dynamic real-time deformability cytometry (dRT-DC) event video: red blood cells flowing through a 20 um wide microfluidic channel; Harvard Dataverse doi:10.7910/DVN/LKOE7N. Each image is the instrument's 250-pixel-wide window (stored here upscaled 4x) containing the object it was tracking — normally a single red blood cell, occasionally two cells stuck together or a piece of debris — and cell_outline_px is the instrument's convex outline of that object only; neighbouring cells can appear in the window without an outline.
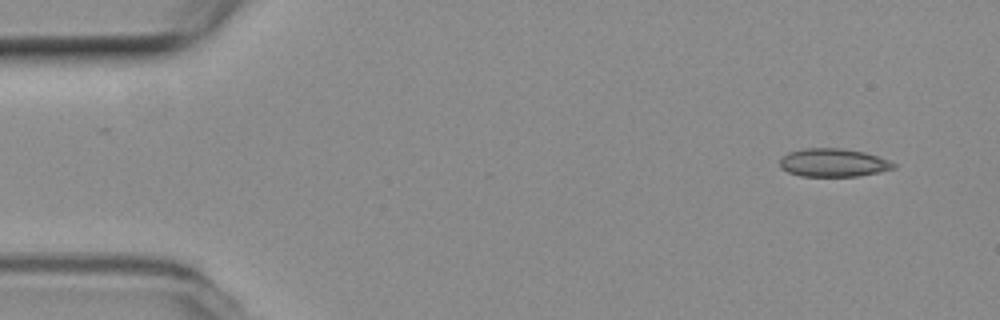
{"species": "common noctule bat (a hibernating species)", "species_latin": "Nyctalus noctula", "temperature_condition": "room temperature", "stored_images_in_passage": 51, "camera_frame_rate_fps": 3000, "um_per_image_px": 0.085, "animal": {"sex": "female", "body_mass_g": 19.3, "forearm_length_mm": 54.1}, "frame": {"image": 1, "passage_image": 1, "time_ms": 0.0, "image_size_px": [1000, 320], "cell_outline_px": [[896, 168], [856, 176], [800, 176], [788, 172], [780, 168], [780, 160], [788, 152], [804, 148], [840, 148], [864, 152], [888, 160], [896, 164]], "centroid_in_image_um": [70.8, 13.82], "position_along_channel_um": 14.2, "area_um2": 18.55}}
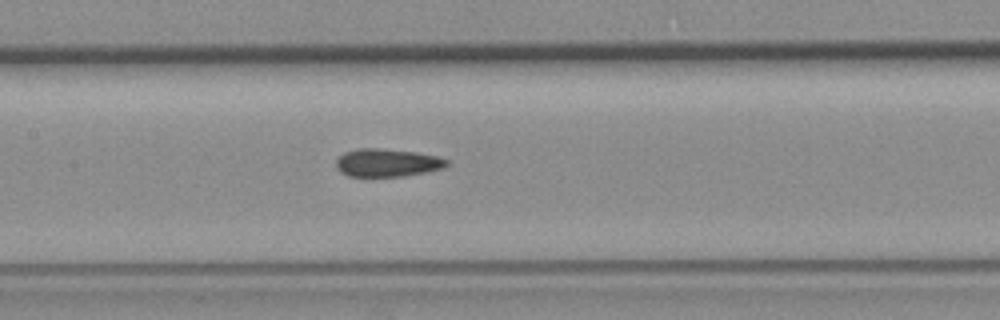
{"frame": {"image": 2, "passage_image": 22, "time_ms": 7.0, "image_size_px": [1000, 320], "cell_outline_px": [[448, 164], [444, 168], [404, 176], [348, 176], [340, 172], [336, 168], [336, 160], [344, 152], [360, 148], [380, 148], [416, 152], [436, 156], [448, 160]], "centroid_in_image_um": [32.89, 13.83], "position_along_channel_um": 174.5, "area_um2": 17.98}}
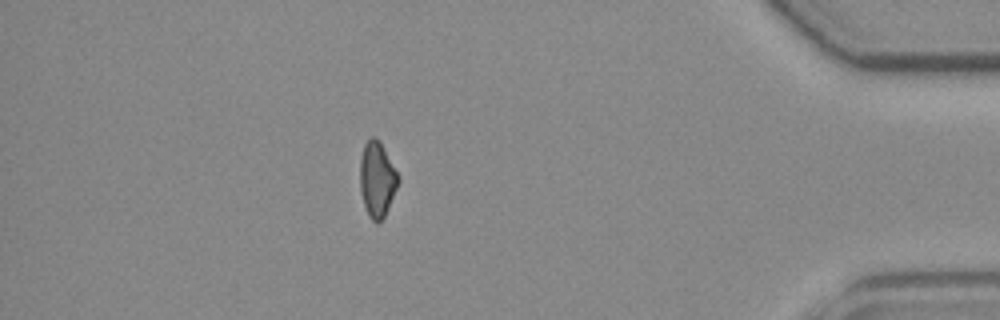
{"frame": {"image": 3, "passage_image": 44, "time_ms": 14.333, "image_size_px": [1000, 320], "cell_outline_px": [[400, 180], [384, 216], [376, 224], [368, 216], [364, 204], [360, 188], [360, 160], [364, 144], [372, 136], [376, 136], [380, 140], [400, 176]], "centroid_in_image_um": [32.06, 15.2], "position_along_channel_um": 403.1, "area_um2": 16.82}, "authors_computed_cell_mechanics": {"area_um2": 18.0336, "velocity_mm_per_s": 3.7961, "shape_relaxation_time_tau1_ms": null, "shape_relaxation_time_tau2_ms": 7.0808, "deformation_change_tau1": null, "deformation_change_tau2": 0.1374}}